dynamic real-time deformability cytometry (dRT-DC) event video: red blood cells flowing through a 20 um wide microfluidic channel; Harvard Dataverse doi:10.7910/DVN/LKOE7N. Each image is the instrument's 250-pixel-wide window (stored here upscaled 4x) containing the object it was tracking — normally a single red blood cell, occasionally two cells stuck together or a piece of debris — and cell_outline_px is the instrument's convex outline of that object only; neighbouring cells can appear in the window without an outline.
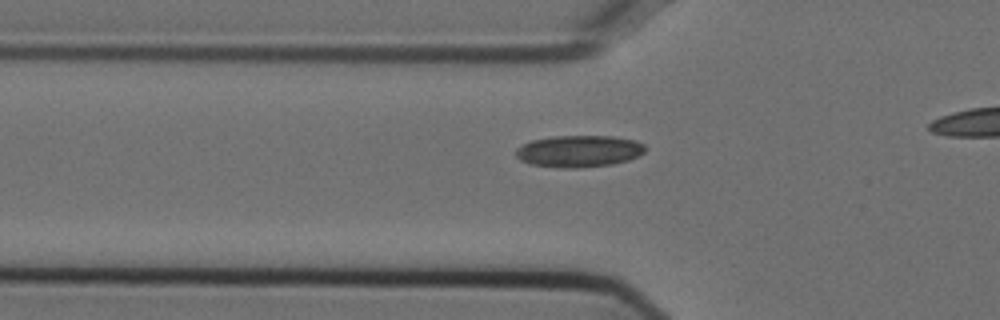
{"species": "Egyptian fruit bat (a non-hibernating species)", "species_latin": "Rousettus aegyptiacus", "temperature_condition": "cold", "stored_images_in_passage": 32, "camera_frame_rate_fps": 3000, "um_per_image_px": 0.085, "animal": {"sex": "female"}, "frame": {"image": 1, "passage_image": 3, "time_ms": 0.667, "image_size_px": [1000, 320], "cell_outline_px": [[644, 152], [640, 156], [628, 160], [612, 164], [576, 168], [560, 168], [528, 164], [520, 160], [516, 156], [516, 148], [532, 140], [552, 136], [612, 136], [636, 140], [644, 144]], "centroid_in_image_um": [49.2, 12.85], "position_along_channel_um": 76.6, "area_um2": 24.1}}
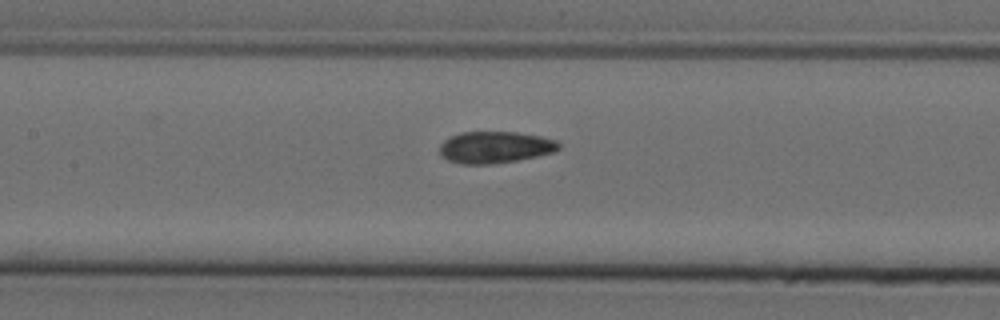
{"frame": {"image": 2, "passage_image": 10, "time_ms": 3.0, "image_size_px": [1000, 320], "cell_outline_px": [[560, 148], [556, 152], [516, 160], [492, 164], [460, 164], [448, 160], [440, 156], [440, 144], [444, 140], [460, 132], [516, 132], [540, 136], [556, 140], [560, 144]], "centroid_in_image_um": [42.07, 12.52], "position_along_channel_um": 165.3, "area_um2": 22.08}}
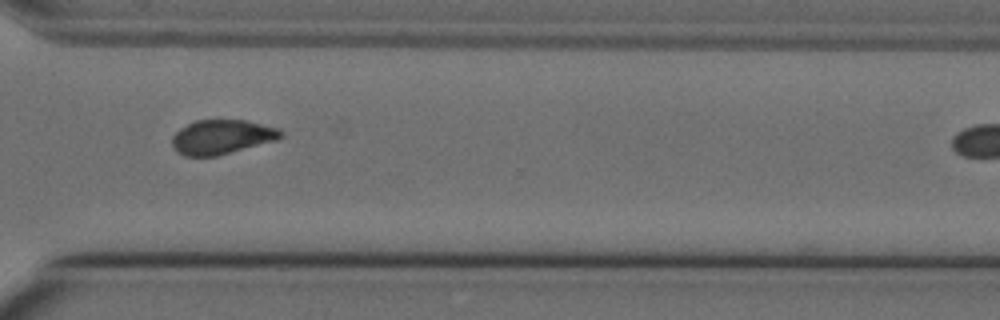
{"frame": {"image": 3, "passage_image": 25, "time_ms": 8.0, "image_size_px": [1000, 320], "cell_outline_px": [[284, 132], [276, 140], [216, 156], [184, 156], [176, 152], [172, 144], [172, 136], [180, 128], [196, 120], [244, 120], [280, 128]], "centroid_in_image_um": [18.83, 11.64], "position_along_channel_um": 351.8, "area_um2": 21.68}, "authors_computed_cell_mechanics": {"area_um2": 22.3686, "velocity_mm_per_s": 3.7407, "shape_relaxation_time_tau1_ms": null, "shape_relaxation_time_tau2_ms": 1.6621, "deformation_change_tau1": null, "deformation_change_tau2": 0.0717}}